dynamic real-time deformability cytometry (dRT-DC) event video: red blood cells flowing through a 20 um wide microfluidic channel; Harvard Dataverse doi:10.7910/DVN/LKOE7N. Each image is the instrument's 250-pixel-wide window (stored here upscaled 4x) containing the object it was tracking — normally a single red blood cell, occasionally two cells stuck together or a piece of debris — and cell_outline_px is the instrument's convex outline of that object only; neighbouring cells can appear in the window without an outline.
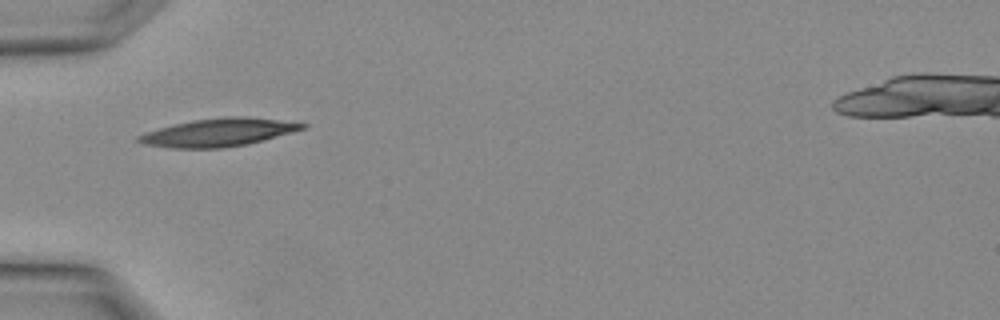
{"species": "Egyptian fruit bat (a non-hibernating species)", "species_latin": "Rousettus aegyptiacus", "temperature_condition": "warm", "stored_images_in_passage": 3, "camera_frame_rate_fps": 3000, "um_per_image_px": 0.085, "animal": {"sex": "female"}, "frame": {"image": 1, "passage_image": 3, "time_ms": 0.667, "image_size_px": [1000, 320], "cell_outline_px": [[308, 128], [264, 140], [248, 144], [224, 148], [168, 148], [144, 144], [136, 140], [136, 136], [160, 128], [192, 120], [224, 116], [248, 116], [308, 124]], "centroid_in_image_um": [18.6, 11.26], "position_along_channel_um": 66.4, "area_um2": 26.76}}